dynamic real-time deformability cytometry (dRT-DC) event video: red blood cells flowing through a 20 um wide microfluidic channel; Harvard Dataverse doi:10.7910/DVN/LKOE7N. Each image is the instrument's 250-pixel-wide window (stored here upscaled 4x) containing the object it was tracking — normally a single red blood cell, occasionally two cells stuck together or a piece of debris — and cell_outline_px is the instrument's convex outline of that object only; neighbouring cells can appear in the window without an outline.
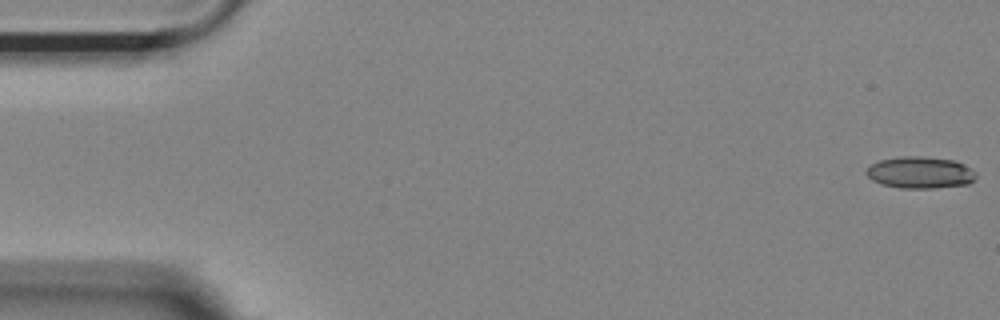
{"species": "Egyptian fruit bat (a non-hibernating species)", "species_latin": "Rousettus aegyptiacus", "temperature_condition": "room temperature", "stored_images_in_passage": 54, "camera_frame_rate_fps": 3000, "um_per_image_px": 0.085, "animal": {"sex": "female"}, "frame": {"image": 1, "passage_image": 1, "time_ms": 0.0, "image_size_px": [1000, 320], "cell_outline_px": [[976, 176], [968, 184], [932, 188], [900, 188], [880, 184], [872, 180], [864, 172], [872, 164], [880, 160], [900, 156], [920, 156], [952, 160], [964, 164], [976, 172]], "centroid_in_image_um": [78.19, 14.66], "position_along_channel_um": 6.8, "area_um2": 20.23}}
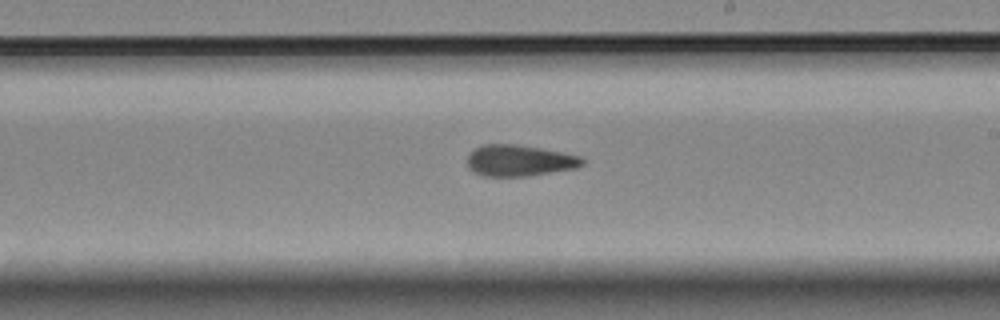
{"frame": {"image": 2, "passage_image": 31, "time_ms": 10.0, "image_size_px": [1000, 320], "cell_outline_px": [[584, 164], [576, 168], [524, 176], [484, 176], [468, 168], [468, 152], [480, 144], [516, 144], [540, 148], [580, 156], [584, 160]], "centroid_in_image_um": [44.11, 13.63], "position_along_channel_um": 244.9, "area_um2": 20.87}}
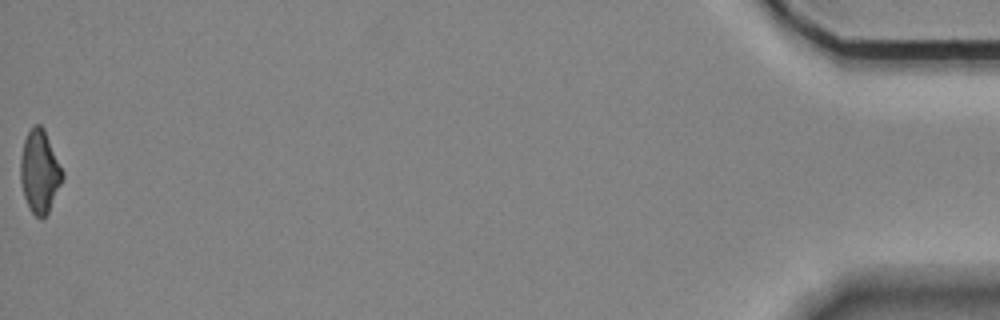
{"frame": {"image": 3, "passage_image": 54, "time_ms": 17.667, "image_size_px": [1000, 320], "cell_outline_px": [[64, 176], [48, 212], [40, 220], [28, 208], [24, 196], [20, 180], [20, 160], [24, 140], [32, 124], [40, 124], [44, 128], [64, 172]], "centroid_in_image_um": [3.36, 14.56], "position_along_channel_um": 431.8, "area_um2": 20.29}, "authors_computed_cell_mechanics": {"area_um2": 20.8658, "velocity_mm_per_s": 3.7185, "shape_relaxation_time_tau1_ms": 9.675, "shape_relaxation_time_tau2_ms": 3.768, "deformation_change_tau1": 0.2214, "deformation_change_tau2": 0.1333}}